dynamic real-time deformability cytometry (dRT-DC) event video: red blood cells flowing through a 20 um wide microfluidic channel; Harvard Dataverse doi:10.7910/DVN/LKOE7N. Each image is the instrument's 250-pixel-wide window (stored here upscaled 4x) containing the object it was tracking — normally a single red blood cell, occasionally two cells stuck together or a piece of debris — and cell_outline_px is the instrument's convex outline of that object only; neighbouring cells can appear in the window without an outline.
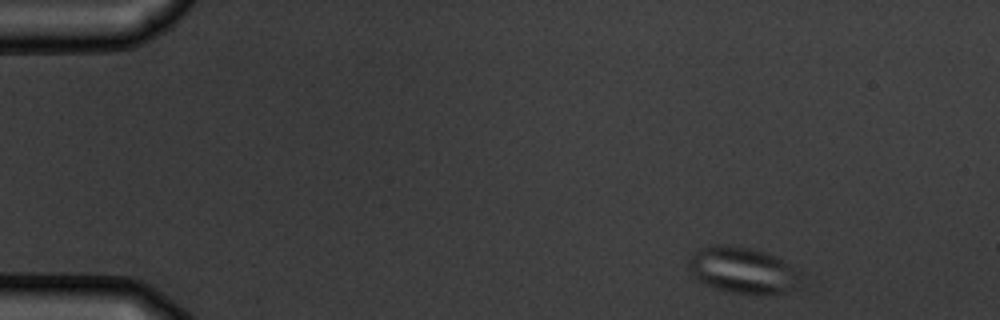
{"species": "common noctule bat (a hibernating species)", "species_latin": "Nyctalus noctula", "temperature_condition": "warm", "stored_images_in_passage": 4, "camera_frame_rate_fps": 3000, "um_per_image_px": 0.085, "animal": {"sex": "male", "body_mass_g": 19.5, "forearm_length_mm": 54.6}, "frame": {"image": 1, "passage_image": 1, "time_ms": 0.0, "image_size_px": [1000, 320], "cell_outline_px": [[800, 272], [792, 288], [780, 292], [764, 296], [732, 292], [712, 288], [704, 284], [692, 276], [688, 264], [688, 256], [692, 252], [708, 244], [728, 244], [752, 248], [764, 252], [784, 260]], "centroid_in_image_um": [63.02, 22.94], "position_along_channel_um": 22.0, "area_um2": 30.46}}